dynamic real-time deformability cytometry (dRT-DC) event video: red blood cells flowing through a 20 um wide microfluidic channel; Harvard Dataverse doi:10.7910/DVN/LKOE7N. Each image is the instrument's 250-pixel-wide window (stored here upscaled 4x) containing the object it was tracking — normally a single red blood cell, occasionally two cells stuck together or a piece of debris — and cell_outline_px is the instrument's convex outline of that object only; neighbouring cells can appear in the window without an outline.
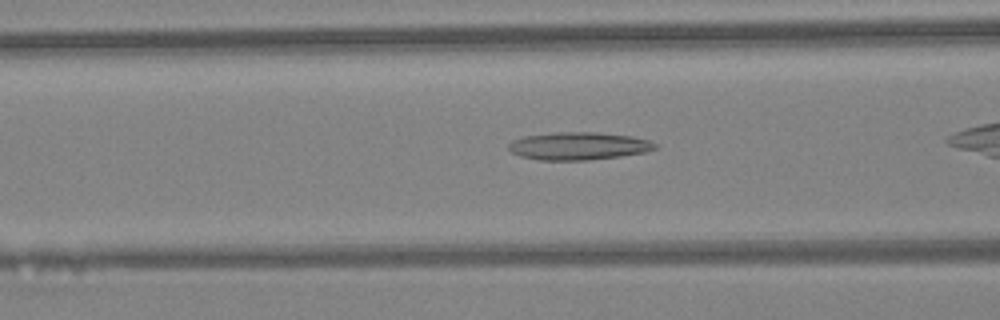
{"species": "Egyptian fruit bat (a non-hibernating species)", "species_latin": "Rousettus aegyptiacus", "temperature_condition": "warm", "stored_images_in_passage": 32, "camera_frame_rate_fps": 3000, "um_per_image_px": 0.085, "animal": {"sex": "female"}, "frame": {"image": 1, "passage_image": 14, "time_ms": 4.333, "image_size_px": [1000, 320], "cell_outline_px": [[656, 148], [644, 152], [620, 156], [588, 160], [540, 160], [520, 156], [512, 152], [508, 148], [508, 144], [512, 140], [524, 136], [552, 132], [596, 132], [632, 136], [648, 140], [656, 144]], "centroid_in_image_um": [49.14, 12.4], "position_along_channel_um": 117.5, "area_um2": 23.64}}
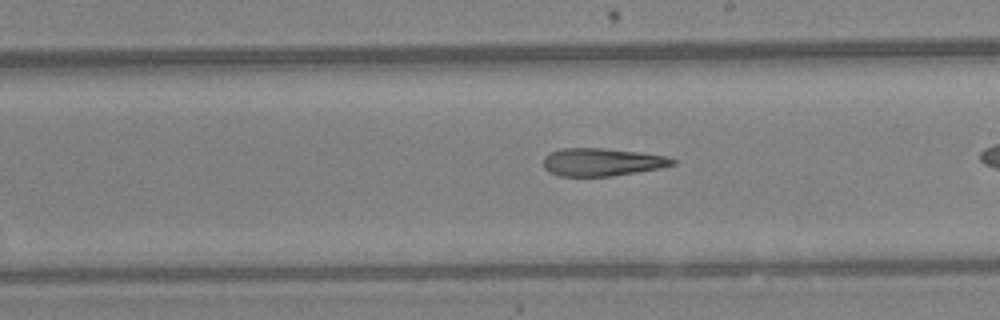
{"frame": {"image": 2, "passage_image": 22, "time_ms": 7.0, "image_size_px": [1000, 320], "cell_outline_px": [[676, 164], [660, 168], [612, 176], [560, 176], [548, 172], [544, 168], [544, 156], [548, 152], [560, 148], [604, 148], [636, 152], [664, 156], [676, 160]], "centroid_in_image_um": [51.11, 13.77], "position_along_channel_um": 237.9, "area_um2": 20.92}}
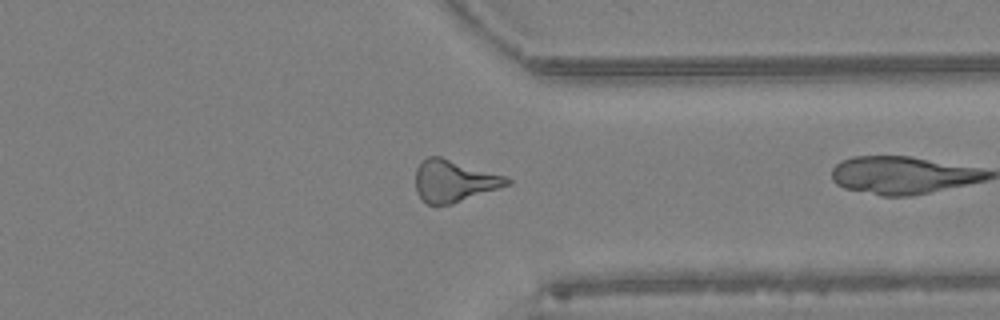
{"frame": {"image": 3, "passage_image": 31, "time_ms": 10.0, "image_size_px": [1000, 320], "cell_outline_px": [[512, 184], [452, 204], [428, 204], [416, 192], [416, 168], [428, 156], [440, 156], [504, 176], [512, 180]], "centroid_in_image_um": [38.6, 15.38], "position_along_channel_um": 372.8, "area_um2": 22.02}}